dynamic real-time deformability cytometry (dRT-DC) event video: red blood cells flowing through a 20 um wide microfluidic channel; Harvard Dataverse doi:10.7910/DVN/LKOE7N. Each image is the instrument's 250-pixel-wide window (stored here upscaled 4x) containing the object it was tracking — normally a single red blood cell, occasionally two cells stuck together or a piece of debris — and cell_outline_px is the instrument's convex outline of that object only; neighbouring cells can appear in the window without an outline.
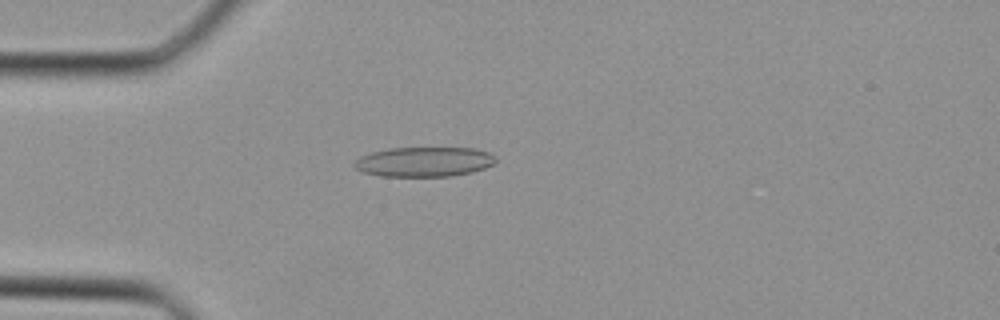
{"species": "Egyptian fruit bat (a non-hibernating species)", "species_latin": "Rousettus aegyptiacus", "temperature_condition": "cold", "stored_images_in_passage": 23, "camera_frame_rate_fps": 3000, "um_per_image_px": 0.085, "animal": {"sex": "female"}, "frame": {"image": 1, "passage_image": 1, "time_ms": 0.0, "image_size_px": [1000, 320], "cell_outline_px": [[496, 160], [492, 164], [484, 168], [472, 172], [452, 176], [380, 176], [364, 172], [356, 168], [352, 164], [360, 156], [372, 152], [392, 148], [476, 148], [488, 152], [496, 156]], "centroid_in_image_um": [36.06, 13.75], "position_along_channel_um": 48.9, "area_um2": 24.45}}
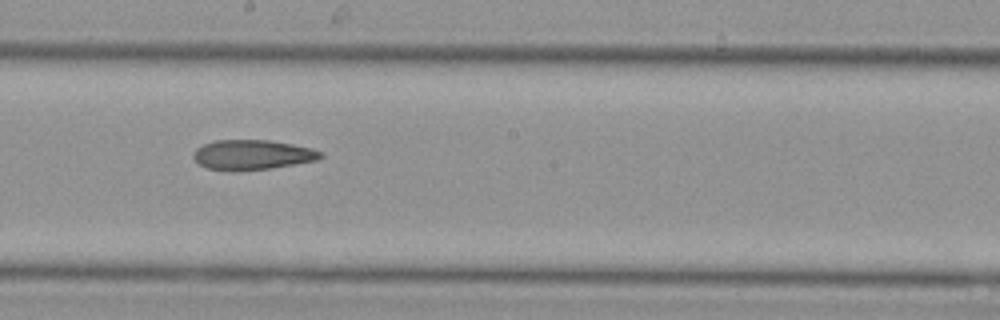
{"frame": {"image": 2, "passage_image": 12, "time_ms": 3.667, "image_size_px": [1000, 320], "cell_outline_px": [[324, 156], [316, 160], [268, 168], [208, 168], [200, 164], [192, 156], [196, 148], [204, 144], [216, 140], [268, 140], [292, 144], [312, 148], [324, 152]], "centroid_in_image_um": [21.5, 13.1], "position_along_channel_um": 226.7, "area_um2": 21.21}}
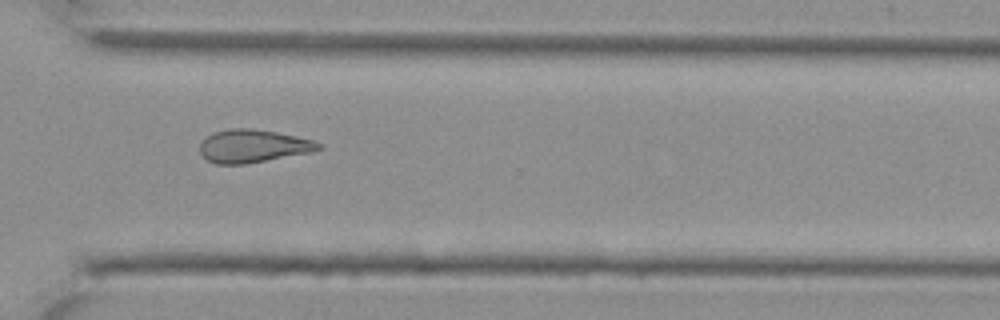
{"frame": {"image": 3, "passage_image": 19, "time_ms": 6.0, "image_size_px": [1000, 320], "cell_outline_px": [[324, 148], [312, 152], [244, 164], [216, 164], [208, 160], [200, 152], [200, 144], [212, 132], [232, 128], [252, 128], [276, 132], [296, 136], [312, 140], [320, 144]], "centroid_in_image_um": [21.51, 12.41], "position_along_channel_um": 349.1, "area_um2": 22.66}}